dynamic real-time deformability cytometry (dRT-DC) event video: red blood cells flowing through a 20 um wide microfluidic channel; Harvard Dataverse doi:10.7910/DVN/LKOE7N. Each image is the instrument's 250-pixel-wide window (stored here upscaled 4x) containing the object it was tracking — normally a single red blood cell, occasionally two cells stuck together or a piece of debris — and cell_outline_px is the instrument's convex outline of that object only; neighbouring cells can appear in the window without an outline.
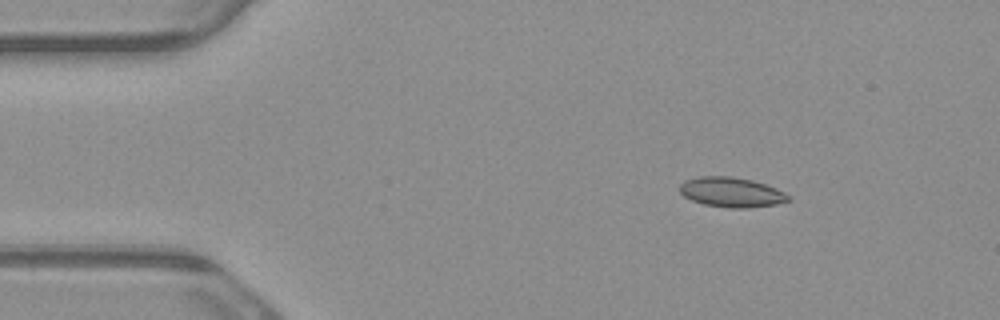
{"species": "common noctule bat (a hibernating species)", "species_latin": "Nyctalus noctula", "temperature_condition": "warm", "stored_images_in_passage": 4, "camera_frame_rate_fps": 3000, "um_per_image_px": 0.085, "animal": {"sex": "male", "body_mass_g": 23.1, "forearm_length_mm": 52.7}, "frame": {"image": 1, "passage_image": 2, "time_ms": 0.333, "image_size_px": [1000, 320], "cell_outline_px": [[792, 200], [776, 204], [748, 208], [732, 208], [704, 204], [692, 200], [684, 196], [680, 192], [680, 184], [684, 180], [700, 176], [732, 176], [752, 180], [776, 188], [792, 196]], "centroid_in_image_um": [62.2, 16.33], "position_along_channel_um": 22.8, "area_um2": 18.96}}